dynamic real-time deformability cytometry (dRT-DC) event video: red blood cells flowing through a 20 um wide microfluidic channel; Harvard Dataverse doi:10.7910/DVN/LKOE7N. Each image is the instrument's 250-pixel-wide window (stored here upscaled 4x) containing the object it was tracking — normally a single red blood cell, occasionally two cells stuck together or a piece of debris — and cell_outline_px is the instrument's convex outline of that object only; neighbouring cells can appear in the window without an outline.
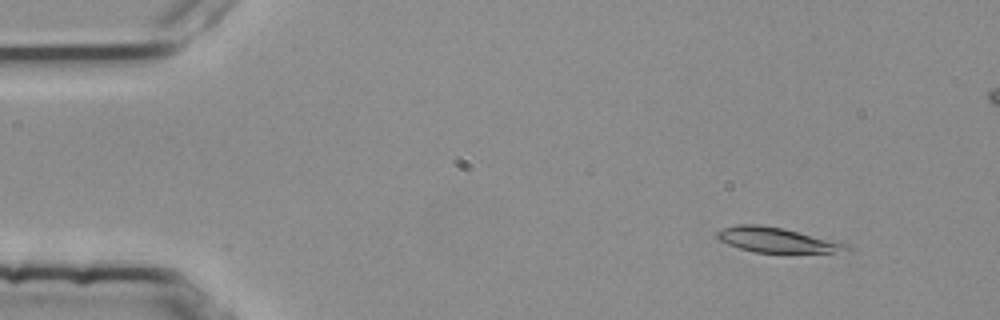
{"species": "common noctule bat (a hibernating species)", "species_latin": "Nyctalus noctula", "temperature_condition": "room temperature", "stored_images_in_passage": 5, "camera_frame_rate_fps": 3000, "um_per_image_px": 0.085, "animal": {"sex": "female", "body_mass_g": 25.1}, "frame": {"image": 1, "passage_image": 5, "time_ms": 1.333, "image_size_px": [1000, 320], "cell_outline_px": [[852, 252], [756, 252], [740, 248], [716, 240], [716, 232], [724, 228], [736, 224], [756, 224], [784, 228], [852, 244]], "centroid_in_image_um": [66.11, 20.39], "position_along_channel_um": 18.9, "area_um2": 19.07}}